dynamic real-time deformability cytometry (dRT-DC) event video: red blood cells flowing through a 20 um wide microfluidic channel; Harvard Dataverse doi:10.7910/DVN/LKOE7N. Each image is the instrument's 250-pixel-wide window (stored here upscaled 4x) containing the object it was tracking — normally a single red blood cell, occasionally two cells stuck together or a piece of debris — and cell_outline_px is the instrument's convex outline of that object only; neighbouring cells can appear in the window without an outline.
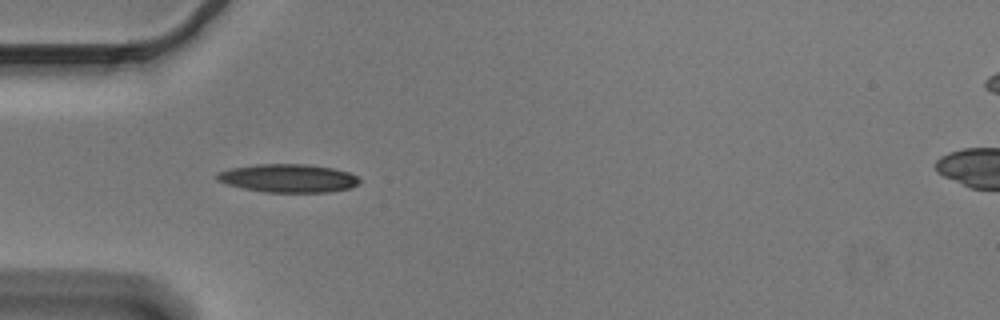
{"species": "Egyptian fruit bat (a non-hibernating species)", "species_latin": "Rousettus aegyptiacus", "temperature_condition": "cold", "stored_images_in_passage": 42, "camera_frame_rate_fps": 3000, "um_per_image_px": 0.085, "animal": {"sex": "male"}, "frame": {"image": 1, "passage_image": 4, "time_ms": 1.0, "image_size_px": [1000, 320], "cell_outline_px": [[360, 184], [352, 188], [328, 192], [264, 192], [244, 188], [228, 184], [216, 180], [216, 172], [228, 168], [256, 164], [308, 164], [332, 168], [348, 172], [356, 176], [360, 180]], "centroid_in_image_um": [24.49, 15.14], "position_along_channel_um": 60.5, "area_um2": 23.64}}
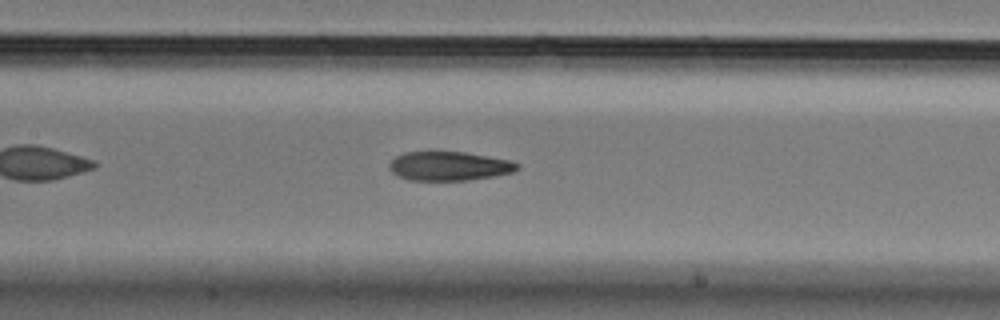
{"frame": {"image": 2, "passage_image": 13, "time_ms": 4.0, "image_size_px": [1000, 320], "cell_outline_px": [[520, 168], [512, 172], [496, 176], [468, 180], [408, 180], [392, 172], [388, 168], [388, 164], [396, 156], [404, 152], [464, 152], [512, 160], [520, 164]], "centroid_in_image_um": [38.2, 14.11], "position_along_channel_um": 169.2, "area_um2": 21.73}}
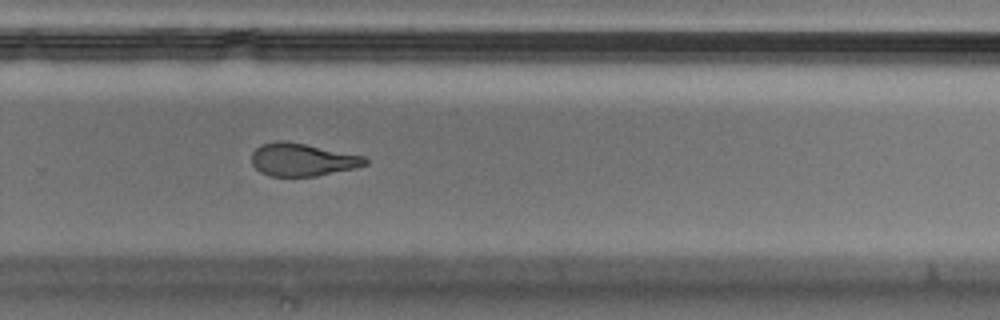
{"frame": {"image": 3, "passage_image": 24, "time_ms": 7.667, "image_size_px": [1000, 320], "cell_outline_px": [[368, 164], [356, 168], [316, 176], [268, 176], [260, 172], [252, 164], [252, 152], [260, 144], [304, 144], [364, 156], [368, 160]], "centroid_in_image_um": [25.74, 13.62], "position_along_channel_um": 304.1, "area_um2": 20.98}, "authors_computed_cell_mechanics": {"area_um2": 23.0044, "velocity_mm_per_s": 3.6938, "shape_relaxation_time_tau1_ms": 7.3229, "shape_relaxation_time_tau2_ms": 3.364, "deformation_change_tau1": 0.2017, "deformation_change_tau2": 0.1191}}